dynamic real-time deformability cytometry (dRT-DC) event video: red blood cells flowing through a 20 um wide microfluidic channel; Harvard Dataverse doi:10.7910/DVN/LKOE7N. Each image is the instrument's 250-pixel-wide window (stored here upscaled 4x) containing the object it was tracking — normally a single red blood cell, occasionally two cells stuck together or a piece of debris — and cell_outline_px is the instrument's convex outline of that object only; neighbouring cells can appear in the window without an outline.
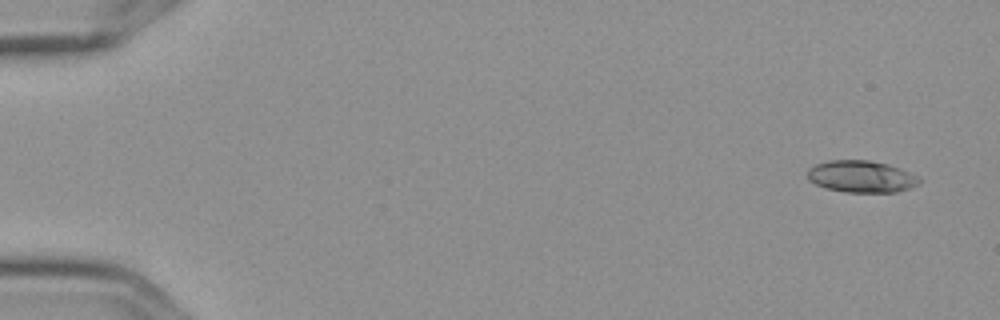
{"species": "Egyptian fruit bat (a non-hibernating species)", "species_latin": "Rousettus aegyptiacus", "temperature_condition": "cold", "stored_images_in_passage": 5, "camera_frame_rate_fps": 3000, "um_per_image_px": 0.085, "frame": {"image": 1, "passage_image": 1, "time_ms": 0.0, "image_size_px": [1000, 320], "cell_outline_px": [[920, 184], [912, 188], [896, 192], [844, 192], [824, 188], [808, 180], [808, 168], [816, 164], [828, 160], [868, 160], [888, 164], [900, 168], [920, 176]], "centroid_in_image_um": [73.24, 15.01], "position_along_channel_um": 11.8, "area_um2": 21.04}}
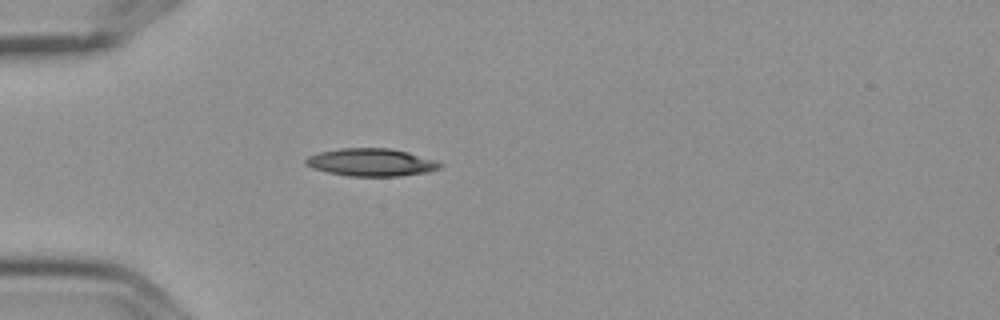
{"frame": {"image": 2, "passage_image": 5, "time_ms": 1.333, "image_size_px": [1000, 320], "cell_outline_px": [[444, 164], [440, 168], [428, 172], [400, 176], [348, 176], [328, 172], [312, 168], [304, 164], [304, 160], [308, 156], [320, 152], [340, 148], [392, 148], [408, 152]], "centroid_in_image_um": [31.52, 13.8], "position_along_channel_um": 53.5, "area_um2": 21.62}}